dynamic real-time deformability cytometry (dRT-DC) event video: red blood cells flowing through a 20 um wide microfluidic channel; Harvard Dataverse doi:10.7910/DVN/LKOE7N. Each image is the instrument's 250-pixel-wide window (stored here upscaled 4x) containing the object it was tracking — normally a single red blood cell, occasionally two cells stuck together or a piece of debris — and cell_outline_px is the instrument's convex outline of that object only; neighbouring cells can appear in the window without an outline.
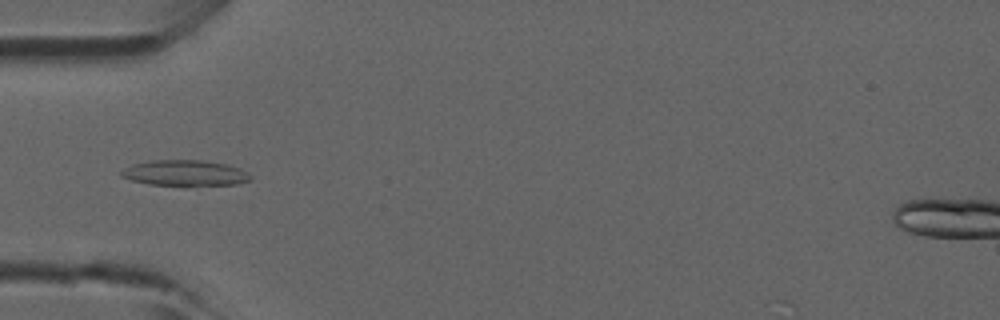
{"species": "common noctule bat (a hibernating species)", "species_latin": "Nyctalus noctula", "temperature_condition": "room temperature", "stored_images_in_passage": 4, "camera_frame_rate_fps": 3000, "um_per_image_px": 0.085, "animal": {"sex": "male", "forearm_length_mm": 52.5}, "frame": {"image": 1, "passage_image": 4, "time_ms": 1.0, "image_size_px": [1000, 320], "cell_outline_px": [[252, 180], [236, 184], [148, 184], [132, 180], [120, 176], [120, 172], [132, 164], [152, 160], [200, 160], [228, 164], [240, 168], [248, 172], [252, 176]], "centroid_in_image_um": [15.75, 14.68], "position_along_channel_um": 69.2, "area_um2": 19.02}}